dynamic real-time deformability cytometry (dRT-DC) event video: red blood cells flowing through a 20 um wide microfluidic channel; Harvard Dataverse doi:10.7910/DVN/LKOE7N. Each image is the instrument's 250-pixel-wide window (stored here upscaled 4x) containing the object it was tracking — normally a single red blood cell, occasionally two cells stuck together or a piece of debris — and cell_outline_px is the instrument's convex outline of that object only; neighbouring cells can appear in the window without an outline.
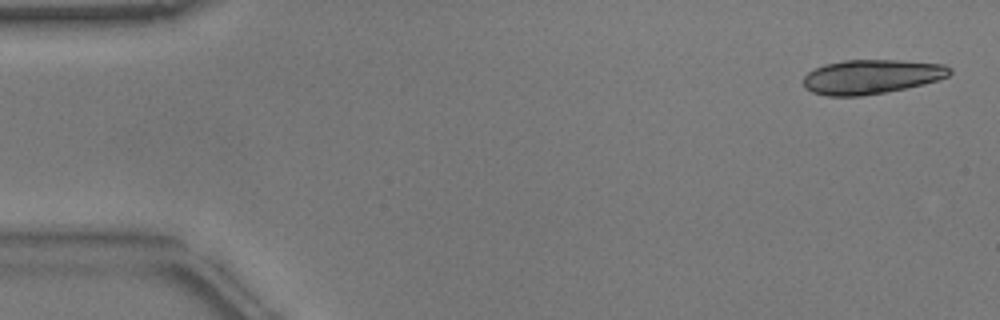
{"species": "common noctule bat (a hibernating species)", "species_latin": "Nyctalus noctula", "temperature_condition": "warm", "stored_images_in_passage": 8, "camera_frame_rate_fps": 3000, "um_per_image_px": 0.085, "animal": {"sex": "male", "body_mass_g": 17.9}, "frame": {"image": 1, "passage_image": 2, "time_ms": 0.333, "image_size_px": [1000, 320], "cell_outline_px": [[952, 72], [948, 76], [924, 84], [884, 92], [860, 96], [828, 96], [812, 92], [804, 88], [804, 76], [808, 72], [824, 64], [844, 60], [896, 60], [944, 64], [952, 68]], "centroid_in_image_um": [74.06, 6.51], "position_along_channel_um": 10.9, "area_um2": 29.19}}